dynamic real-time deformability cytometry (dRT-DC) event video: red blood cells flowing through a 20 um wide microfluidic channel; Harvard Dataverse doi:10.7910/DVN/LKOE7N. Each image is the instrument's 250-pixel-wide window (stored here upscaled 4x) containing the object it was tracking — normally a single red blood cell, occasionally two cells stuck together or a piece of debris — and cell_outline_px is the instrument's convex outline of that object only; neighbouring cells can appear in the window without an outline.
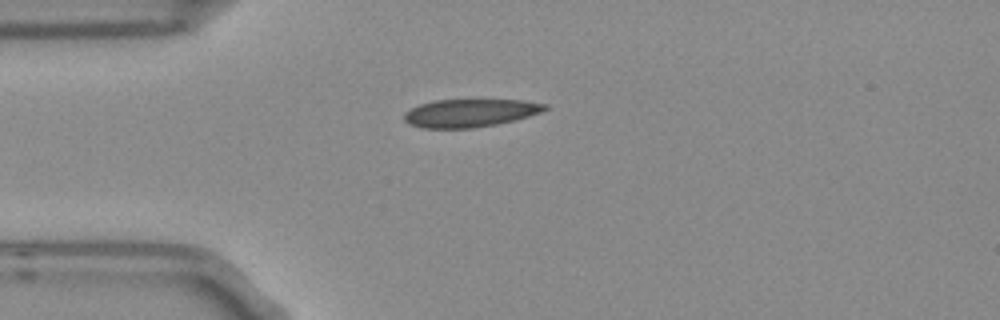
{"species": "Egyptian fruit bat (a non-hibernating species)", "species_latin": "Rousettus aegyptiacus", "temperature_condition": "room temperature", "stored_images_in_passage": 4, "camera_frame_rate_fps": 3000, "um_per_image_px": 0.085, "frame": {"image": 1, "passage_image": 4, "time_ms": 1.0, "image_size_px": [1000, 320], "cell_outline_px": [[548, 108], [540, 112], [516, 120], [496, 124], [472, 128], [420, 128], [408, 124], [404, 120], [404, 112], [420, 104], [436, 100], [524, 100], [548, 104]], "centroid_in_image_um": [39.94, 9.6], "position_along_channel_um": 45.1, "area_um2": 22.95}}